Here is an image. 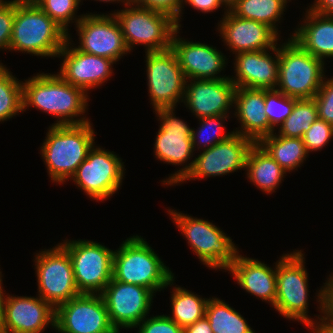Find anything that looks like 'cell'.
Here are the masks:
<instances>
[{
  "mask_svg": "<svg viewBox=\"0 0 333 333\" xmlns=\"http://www.w3.org/2000/svg\"><path fill=\"white\" fill-rule=\"evenodd\" d=\"M302 250H293L283 253L276 261V300L272 308L283 318L298 321L304 324L313 333L324 321V285L315 295L320 315L316 318L308 315L309 285L308 271L305 267V253Z\"/></svg>",
  "mask_w": 333,
  "mask_h": 333,
  "instance_id": "1",
  "label": "cell"
},
{
  "mask_svg": "<svg viewBox=\"0 0 333 333\" xmlns=\"http://www.w3.org/2000/svg\"><path fill=\"white\" fill-rule=\"evenodd\" d=\"M83 89L66 82L58 73H37L22 81L23 112L34 107L56 118V125L90 122L85 114L89 98ZM85 115V116H84Z\"/></svg>",
  "mask_w": 333,
  "mask_h": 333,
  "instance_id": "2",
  "label": "cell"
},
{
  "mask_svg": "<svg viewBox=\"0 0 333 333\" xmlns=\"http://www.w3.org/2000/svg\"><path fill=\"white\" fill-rule=\"evenodd\" d=\"M95 136L91 121L49 126L40 146V154L52 183L61 185L72 177L96 144Z\"/></svg>",
  "mask_w": 333,
  "mask_h": 333,
  "instance_id": "3",
  "label": "cell"
},
{
  "mask_svg": "<svg viewBox=\"0 0 333 333\" xmlns=\"http://www.w3.org/2000/svg\"><path fill=\"white\" fill-rule=\"evenodd\" d=\"M68 33L33 0H16L10 52L39 57H57Z\"/></svg>",
  "mask_w": 333,
  "mask_h": 333,
  "instance_id": "4",
  "label": "cell"
},
{
  "mask_svg": "<svg viewBox=\"0 0 333 333\" xmlns=\"http://www.w3.org/2000/svg\"><path fill=\"white\" fill-rule=\"evenodd\" d=\"M172 272L140 235L128 237L114 250L112 278L116 281L143 286L156 294L175 285Z\"/></svg>",
  "mask_w": 333,
  "mask_h": 333,
  "instance_id": "5",
  "label": "cell"
},
{
  "mask_svg": "<svg viewBox=\"0 0 333 333\" xmlns=\"http://www.w3.org/2000/svg\"><path fill=\"white\" fill-rule=\"evenodd\" d=\"M167 210L200 263L211 270L226 272L240 253L232 238L209 220L195 218L172 208Z\"/></svg>",
  "mask_w": 333,
  "mask_h": 333,
  "instance_id": "6",
  "label": "cell"
},
{
  "mask_svg": "<svg viewBox=\"0 0 333 333\" xmlns=\"http://www.w3.org/2000/svg\"><path fill=\"white\" fill-rule=\"evenodd\" d=\"M279 44L278 84L275 88L297 99H312L325 78V63L289 38ZM282 43V44H281Z\"/></svg>",
  "mask_w": 333,
  "mask_h": 333,
  "instance_id": "7",
  "label": "cell"
},
{
  "mask_svg": "<svg viewBox=\"0 0 333 333\" xmlns=\"http://www.w3.org/2000/svg\"><path fill=\"white\" fill-rule=\"evenodd\" d=\"M112 14L121 27L125 44L130 52L138 45H143L145 52L171 48L172 37L178 27L176 20L169 14L134 3H128L123 9L114 10Z\"/></svg>",
  "mask_w": 333,
  "mask_h": 333,
  "instance_id": "8",
  "label": "cell"
},
{
  "mask_svg": "<svg viewBox=\"0 0 333 333\" xmlns=\"http://www.w3.org/2000/svg\"><path fill=\"white\" fill-rule=\"evenodd\" d=\"M175 109L176 107H169L153 111L160 121L153 148L155 158L169 165L182 166L161 181L162 186L171 187L177 186L192 169L195 156L191 140L192 127L187 121L176 117Z\"/></svg>",
  "mask_w": 333,
  "mask_h": 333,
  "instance_id": "9",
  "label": "cell"
},
{
  "mask_svg": "<svg viewBox=\"0 0 333 333\" xmlns=\"http://www.w3.org/2000/svg\"><path fill=\"white\" fill-rule=\"evenodd\" d=\"M95 145L70 181L89 199L103 202L121 189L126 169L124 162L114 151Z\"/></svg>",
  "mask_w": 333,
  "mask_h": 333,
  "instance_id": "10",
  "label": "cell"
},
{
  "mask_svg": "<svg viewBox=\"0 0 333 333\" xmlns=\"http://www.w3.org/2000/svg\"><path fill=\"white\" fill-rule=\"evenodd\" d=\"M60 244L68 251L80 294H101L113 277L114 250L87 239H65Z\"/></svg>",
  "mask_w": 333,
  "mask_h": 333,
  "instance_id": "11",
  "label": "cell"
},
{
  "mask_svg": "<svg viewBox=\"0 0 333 333\" xmlns=\"http://www.w3.org/2000/svg\"><path fill=\"white\" fill-rule=\"evenodd\" d=\"M38 296L54 309L80 295L68 251L60 244L34 254Z\"/></svg>",
  "mask_w": 333,
  "mask_h": 333,
  "instance_id": "12",
  "label": "cell"
},
{
  "mask_svg": "<svg viewBox=\"0 0 333 333\" xmlns=\"http://www.w3.org/2000/svg\"><path fill=\"white\" fill-rule=\"evenodd\" d=\"M145 54L147 92L153 110L181 105L186 78L173 49Z\"/></svg>",
  "mask_w": 333,
  "mask_h": 333,
  "instance_id": "13",
  "label": "cell"
},
{
  "mask_svg": "<svg viewBox=\"0 0 333 333\" xmlns=\"http://www.w3.org/2000/svg\"><path fill=\"white\" fill-rule=\"evenodd\" d=\"M254 144L253 140L234 133L209 149L199 151L192 169L177 185L245 170L249 151Z\"/></svg>",
  "mask_w": 333,
  "mask_h": 333,
  "instance_id": "14",
  "label": "cell"
},
{
  "mask_svg": "<svg viewBox=\"0 0 333 333\" xmlns=\"http://www.w3.org/2000/svg\"><path fill=\"white\" fill-rule=\"evenodd\" d=\"M79 44L75 47L85 53L118 62L130 54L121 27L112 13H86L76 24Z\"/></svg>",
  "mask_w": 333,
  "mask_h": 333,
  "instance_id": "15",
  "label": "cell"
},
{
  "mask_svg": "<svg viewBox=\"0 0 333 333\" xmlns=\"http://www.w3.org/2000/svg\"><path fill=\"white\" fill-rule=\"evenodd\" d=\"M58 333H113L101 294H80L55 309Z\"/></svg>",
  "mask_w": 333,
  "mask_h": 333,
  "instance_id": "16",
  "label": "cell"
},
{
  "mask_svg": "<svg viewBox=\"0 0 333 333\" xmlns=\"http://www.w3.org/2000/svg\"><path fill=\"white\" fill-rule=\"evenodd\" d=\"M101 296L116 330L135 329L151 312L155 293L143 286L112 280Z\"/></svg>",
  "mask_w": 333,
  "mask_h": 333,
  "instance_id": "17",
  "label": "cell"
},
{
  "mask_svg": "<svg viewBox=\"0 0 333 333\" xmlns=\"http://www.w3.org/2000/svg\"><path fill=\"white\" fill-rule=\"evenodd\" d=\"M70 33L58 56L63 60L57 72L66 82L83 89L90 94L95 88H100L113 75L112 59L85 53L75 47ZM74 45V46H73ZM113 65V66H112ZM89 92V93H88Z\"/></svg>",
  "mask_w": 333,
  "mask_h": 333,
  "instance_id": "18",
  "label": "cell"
},
{
  "mask_svg": "<svg viewBox=\"0 0 333 333\" xmlns=\"http://www.w3.org/2000/svg\"><path fill=\"white\" fill-rule=\"evenodd\" d=\"M55 330V309L40 296L8 293L0 319V333H43Z\"/></svg>",
  "mask_w": 333,
  "mask_h": 333,
  "instance_id": "19",
  "label": "cell"
},
{
  "mask_svg": "<svg viewBox=\"0 0 333 333\" xmlns=\"http://www.w3.org/2000/svg\"><path fill=\"white\" fill-rule=\"evenodd\" d=\"M236 85L229 79L186 80L182 104L197 119L230 115L234 109ZM231 112V113H230Z\"/></svg>",
  "mask_w": 333,
  "mask_h": 333,
  "instance_id": "20",
  "label": "cell"
},
{
  "mask_svg": "<svg viewBox=\"0 0 333 333\" xmlns=\"http://www.w3.org/2000/svg\"><path fill=\"white\" fill-rule=\"evenodd\" d=\"M180 30L178 28L175 31L171 48L177 56L186 80L229 78V75H220L228 65L229 58H226L224 53L213 45L182 38L179 36Z\"/></svg>",
  "mask_w": 333,
  "mask_h": 333,
  "instance_id": "21",
  "label": "cell"
},
{
  "mask_svg": "<svg viewBox=\"0 0 333 333\" xmlns=\"http://www.w3.org/2000/svg\"><path fill=\"white\" fill-rule=\"evenodd\" d=\"M222 15L223 18L218 21L215 31L220 33V38L232 54L272 49L281 41V38L263 23L237 17L231 11Z\"/></svg>",
  "mask_w": 333,
  "mask_h": 333,
  "instance_id": "22",
  "label": "cell"
},
{
  "mask_svg": "<svg viewBox=\"0 0 333 333\" xmlns=\"http://www.w3.org/2000/svg\"><path fill=\"white\" fill-rule=\"evenodd\" d=\"M234 56L233 68L235 76H229V79L236 87L257 89H275L277 87L279 70L278 43L272 49L240 52Z\"/></svg>",
  "mask_w": 333,
  "mask_h": 333,
  "instance_id": "23",
  "label": "cell"
},
{
  "mask_svg": "<svg viewBox=\"0 0 333 333\" xmlns=\"http://www.w3.org/2000/svg\"><path fill=\"white\" fill-rule=\"evenodd\" d=\"M233 115L240 123L233 131L258 143L275 131L265 113V89L236 87Z\"/></svg>",
  "mask_w": 333,
  "mask_h": 333,
  "instance_id": "24",
  "label": "cell"
},
{
  "mask_svg": "<svg viewBox=\"0 0 333 333\" xmlns=\"http://www.w3.org/2000/svg\"><path fill=\"white\" fill-rule=\"evenodd\" d=\"M274 263L275 266L271 267L261 260L239 253L226 271L232 274L242 290L262 302H269L268 305L273 307L276 300V262Z\"/></svg>",
  "mask_w": 333,
  "mask_h": 333,
  "instance_id": "25",
  "label": "cell"
},
{
  "mask_svg": "<svg viewBox=\"0 0 333 333\" xmlns=\"http://www.w3.org/2000/svg\"><path fill=\"white\" fill-rule=\"evenodd\" d=\"M306 9L302 21L298 23V27L296 25L290 38L305 51L326 63V59L333 58V15H322L308 7Z\"/></svg>",
  "mask_w": 333,
  "mask_h": 333,
  "instance_id": "26",
  "label": "cell"
},
{
  "mask_svg": "<svg viewBox=\"0 0 333 333\" xmlns=\"http://www.w3.org/2000/svg\"><path fill=\"white\" fill-rule=\"evenodd\" d=\"M245 171L247 180L267 195L276 192L287 176V172L258 143L249 151Z\"/></svg>",
  "mask_w": 333,
  "mask_h": 333,
  "instance_id": "27",
  "label": "cell"
},
{
  "mask_svg": "<svg viewBox=\"0 0 333 333\" xmlns=\"http://www.w3.org/2000/svg\"><path fill=\"white\" fill-rule=\"evenodd\" d=\"M258 144L289 174L303 166L309 156L301 138H287L274 132Z\"/></svg>",
  "mask_w": 333,
  "mask_h": 333,
  "instance_id": "28",
  "label": "cell"
},
{
  "mask_svg": "<svg viewBox=\"0 0 333 333\" xmlns=\"http://www.w3.org/2000/svg\"><path fill=\"white\" fill-rule=\"evenodd\" d=\"M290 2L291 0H238L230 11L237 17L269 26L280 37L278 23L281 24L282 15Z\"/></svg>",
  "mask_w": 333,
  "mask_h": 333,
  "instance_id": "29",
  "label": "cell"
},
{
  "mask_svg": "<svg viewBox=\"0 0 333 333\" xmlns=\"http://www.w3.org/2000/svg\"><path fill=\"white\" fill-rule=\"evenodd\" d=\"M170 291L171 318L177 325L183 329L195 323L197 320L205 317L206 307L209 298H203L184 287L175 285Z\"/></svg>",
  "mask_w": 333,
  "mask_h": 333,
  "instance_id": "30",
  "label": "cell"
},
{
  "mask_svg": "<svg viewBox=\"0 0 333 333\" xmlns=\"http://www.w3.org/2000/svg\"><path fill=\"white\" fill-rule=\"evenodd\" d=\"M229 305L219 297H209L205 316L213 333H256L246 318Z\"/></svg>",
  "mask_w": 333,
  "mask_h": 333,
  "instance_id": "31",
  "label": "cell"
},
{
  "mask_svg": "<svg viewBox=\"0 0 333 333\" xmlns=\"http://www.w3.org/2000/svg\"><path fill=\"white\" fill-rule=\"evenodd\" d=\"M0 64V122L10 120L23 113L22 81Z\"/></svg>",
  "mask_w": 333,
  "mask_h": 333,
  "instance_id": "32",
  "label": "cell"
},
{
  "mask_svg": "<svg viewBox=\"0 0 333 333\" xmlns=\"http://www.w3.org/2000/svg\"><path fill=\"white\" fill-rule=\"evenodd\" d=\"M318 118L317 106L314 99H298L292 113L280 125L278 133L287 138H301L307 132L312 123Z\"/></svg>",
  "mask_w": 333,
  "mask_h": 333,
  "instance_id": "33",
  "label": "cell"
},
{
  "mask_svg": "<svg viewBox=\"0 0 333 333\" xmlns=\"http://www.w3.org/2000/svg\"><path fill=\"white\" fill-rule=\"evenodd\" d=\"M229 118V115H217L198 119L199 127L191 130L194 151L209 149L232 136L235 132H227L224 124Z\"/></svg>",
  "mask_w": 333,
  "mask_h": 333,
  "instance_id": "34",
  "label": "cell"
},
{
  "mask_svg": "<svg viewBox=\"0 0 333 333\" xmlns=\"http://www.w3.org/2000/svg\"><path fill=\"white\" fill-rule=\"evenodd\" d=\"M51 19L69 33V25L76 24L85 15H77L84 0H33Z\"/></svg>",
  "mask_w": 333,
  "mask_h": 333,
  "instance_id": "35",
  "label": "cell"
},
{
  "mask_svg": "<svg viewBox=\"0 0 333 333\" xmlns=\"http://www.w3.org/2000/svg\"><path fill=\"white\" fill-rule=\"evenodd\" d=\"M298 99L289 97L276 89H265V113L269 125L275 131L292 113ZM278 126V127H277Z\"/></svg>",
  "mask_w": 333,
  "mask_h": 333,
  "instance_id": "36",
  "label": "cell"
},
{
  "mask_svg": "<svg viewBox=\"0 0 333 333\" xmlns=\"http://www.w3.org/2000/svg\"><path fill=\"white\" fill-rule=\"evenodd\" d=\"M333 140V125L317 118L310 129L304 133L302 140L307 153L321 151Z\"/></svg>",
  "mask_w": 333,
  "mask_h": 333,
  "instance_id": "37",
  "label": "cell"
},
{
  "mask_svg": "<svg viewBox=\"0 0 333 333\" xmlns=\"http://www.w3.org/2000/svg\"><path fill=\"white\" fill-rule=\"evenodd\" d=\"M313 99L316 102L318 118L333 125V76L330 79L325 76Z\"/></svg>",
  "mask_w": 333,
  "mask_h": 333,
  "instance_id": "38",
  "label": "cell"
},
{
  "mask_svg": "<svg viewBox=\"0 0 333 333\" xmlns=\"http://www.w3.org/2000/svg\"><path fill=\"white\" fill-rule=\"evenodd\" d=\"M15 10L16 0H0V51L9 52Z\"/></svg>",
  "mask_w": 333,
  "mask_h": 333,
  "instance_id": "39",
  "label": "cell"
},
{
  "mask_svg": "<svg viewBox=\"0 0 333 333\" xmlns=\"http://www.w3.org/2000/svg\"><path fill=\"white\" fill-rule=\"evenodd\" d=\"M135 328L137 333H183V328L177 325L167 314L150 316L143 319Z\"/></svg>",
  "mask_w": 333,
  "mask_h": 333,
  "instance_id": "40",
  "label": "cell"
},
{
  "mask_svg": "<svg viewBox=\"0 0 333 333\" xmlns=\"http://www.w3.org/2000/svg\"><path fill=\"white\" fill-rule=\"evenodd\" d=\"M132 3L167 13L176 19L183 9L184 0H134Z\"/></svg>",
  "mask_w": 333,
  "mask_h": 333,
  "instance_id": "41",
  "label": "cell"
},
{
  "mask_svg": "<svg viewBox=\"0 0 333 333\" xmlns=\"http://www.w3.org/2000/svg\"><path fill=\"white\" fill-rule=\"evenodd\" d=\"M189 4L188 6L193 7L195 10L204 13H211V12H216V10H218V8L220 9L223 8V6L220 4L219 0H184V4H183V9L181 11V13L179 14V16L175 19L176 20V24L178 28H181V19L182 18V14L184 7Z\"/></svg>",
  "mask_w": 333,
  "mask_h": 333,
  "instance_id": "42",
  "label": "cell"
},
{
  "mask_svg": "<svg viewBox=\"0 0 333 333\" xmlns=\"http://www.w3.org/2000/svg\"><path fill=\"white\" fill-rule=\"evenodd\" d=\"M324 284V321L333 324V273L329 274Z\"/></svg>",
  "mask_w": 333,
  "mask_h": 333,
  "instance_id": "43",
  "label": "cell"
},
{
  "mask_svg": "<svg viewBox=\"0 0 333 333\" xmlns=\"http://www.w3.org/2000/svg\"><path fill=\"white\" fill-rule=\"evenodd\" d=\"M183 333H213V331L210 327L209 320L205 316L195 323L186 326L183 329Z\"/></svg>",
  "mask_w": 333,
  "mask_h": 333,
  "instance_id": "44",
  "label": "cell"
},
{
  "mask_svg": "<svg viewBox=\"0 0 333 333\" xmlns=\"http://www.w3.org/2000/svg\"><path fill=\"white\" fill-rule=\"evenodd\" d=\"M308 9L322 14V15H333V0H314Z\"/></svg>",
  "mask_w": 333,
  "mask_h": 333,
  "instance_id": "45",
  "label": "cell"
},
{
  "mask_svg": "<svg viewBox=\"0 0 333 333\" xmlns=\"http://www.w3.org/2000/svg\"><path fill=\"white\" fill-rule=\"evenodd\" d=\"M2 277H3V275H2V272H1V269H0V319H1V316H2V313H3L4 304H5L7 295H8V293H4L5 290L2 286V284H3Z\"/></svg>",
  "mask_w": 333,
  "mask_h": 333,
  "instance_id": "46",
  "label": "cell"
},
{
  "mask_svg": "<svg viewBox=\"0 0 333 333\" xmlns=\"http://www.w3.org/2000/svg\"><path fill=\"white\" fill-rule=\"evenodd\" d=\"M313 333H333V324L323 323Z\"/></svg>",
  "mask_w": 333,
  "mask_h": 333,
  "instance_id": "47",
  "label": "cell"
},
{
  "mask_svg": "<svg viewBox=\"0 0 333 333\" xmlns=\"http://www.w3.org/2000/svg\"><path fill=\"white\" fill-rule=\"evenodd\" d=\"M238 0H219L220 4L224 7V12L230 11L237 3Z\"/></svg>",
  "mask_w": 333,
  "mask_h": 333,
  "instance_id": "48",
  "label": "cell"
},
{
  "mask_svg": "<svg viewBox=\"0 0 333 333\" xmlns=\"http://www.w3.org/2000/svg\"><path fill=\"white\" fill-rule=\"evenodd\" d=\"M94 1H98V2H99V1H100V2H107V3L110 2V3H112V4H113V2H114V3H121V4L123 3L122 5H124V6L127 5V4L129 3L127 0H94Z\"/></svg>",
  "mask_w": 333,
  "mask_h": 333,
  "instance_id": "49",
  "label": "cell"
},
{
  "mask_svg": "<svg viewBox=\"0 0 333 333\" xmlns=\"http://www.w3.org/2000/svg\"><path fill=\"white\" fill-rule=\"evenodd\" d=\"M121 332V330H116L115 332H113V333H120Z\"/></svg>",
  "mask_w": 333,
  "mask_h": 333,
  "instance_id": "50",
  "label": "cell"
}]
</instances>
